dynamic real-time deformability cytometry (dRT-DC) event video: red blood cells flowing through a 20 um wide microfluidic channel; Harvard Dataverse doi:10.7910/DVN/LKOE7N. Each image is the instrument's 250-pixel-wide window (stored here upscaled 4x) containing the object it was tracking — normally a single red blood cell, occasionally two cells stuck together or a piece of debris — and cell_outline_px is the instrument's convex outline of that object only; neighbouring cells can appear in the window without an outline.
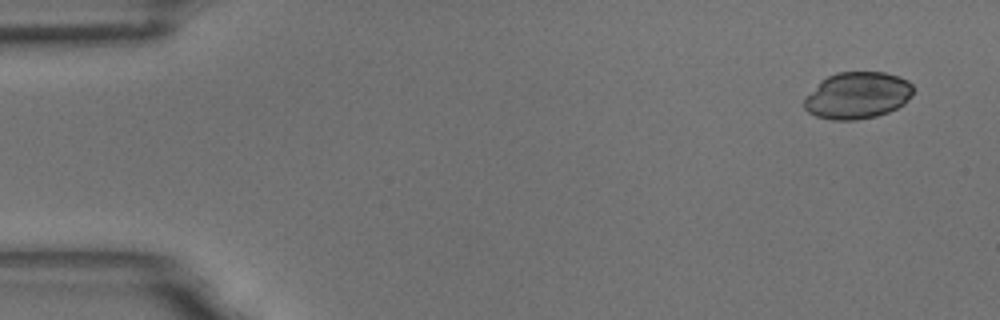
{"species": "common noctule bat (a hibernating species)", "species_latin": "Nyctalus noctula", "temperature_condition": "room temperature", "stored_images_in_passage": 6, "camera_frame_rate_fps": 3000, "um_per_image_px": 0.085, "animal": {"sex": "male", "body_mass_g": 18.8}, "frame": {"image": 1, "passage_image": 1, "time_ms": 0.0, "image_size_px": [1000, 320], "cell_outline_px": [[912, 96], [904, 104], [888, 112], [876, 116], [856, 120], [832, 120], [816, 116], [808, 112], [804, 108], [804, 100], [820, 80], [836, 72], [884, 72], [900, 76], [908, 80], [912, 84]], "centroid_in_image_um": [72.89, 8.11], "position_along_channel_um": 12.1, "area_um2": 29.82}}